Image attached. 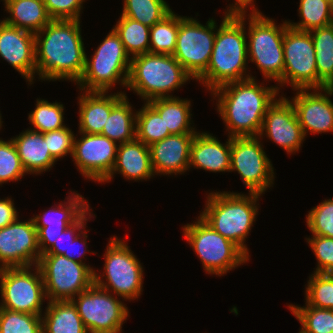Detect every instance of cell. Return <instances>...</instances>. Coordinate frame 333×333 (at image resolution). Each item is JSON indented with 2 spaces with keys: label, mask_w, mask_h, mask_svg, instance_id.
<instances>
[{
  "label": "cell",
  "mask_w": 333,
  "mask_h": 333,
  "mask_svg": "<svg viewBox=\"0 0 333 333\" xmlns=\"http://www.w3.org/2000/svg\"><path fill=\"white\" fill-rule=\"evenodd\" d=\"M195 134H172L149 146L155 175H178L190 170L191 144Z\"/></svg>",
  "instance_id": "cell-22"
},
{
  "label": "cell",
  "mask_w": 333,
  "mask_h": 333,
  "mask_svg": "<svg viewBox=\"0 0 333 333\" xmlns=\"http://www.w3.org/2000/svg\"><path fill=\"white\" fill-rule=\"evenodd\" d=\"M42 317L43 333H88L72 301H49Z\"/></svg>",
  "instance_id": "cell-28"
},
{
  "label": "cell",
  "mask_w": 333,
  "mask_h": 333,
  "mask_svg": "<svg viewBox=\"0 0 333 333\" xmlns=\"http://www.w3.org/2000/svg\"><path fill=\"white\" fill-rule=\"evenodd\" d=\"M136 112L137 140L150 146L172 135L168 128H165V123L160 114L148 102H144V106Z\"/></svg>",
  "instance_id": "cell-35"
},
{
  "label": "cell",
  "mask_w": 333,
  "mask_h": 333,
  "mask_svg": "<svg viewBox=\"0 0 333 333\" xmlns=\"http://www.w3.org/2000/svg\"><path fill=\"white\" fill-rule=\"evenodd\" d=\"M190 79L193 80L173 55L144 53L131 58L126 88L148 102L173 97L169 93Z\"/></svg>",
  "instance_id": "cell-5"
},
{
  "label": "cell",
  "mask_w": 333,
  "mask_h": 333,
  "mask_svg": "<svg viewBox=\"0 0 333 333\" xmlns=\"http://www.w3.org/2000/svg\"><path fill=\"white\" fill-rule=\"evenodd\" d=\"M284 73L276 82L280 86L290 85L292 90L318 89L315 48L310 32L288 26L283 38Z\"/></svg>",
  "instance_id": "cell-14"
},
{
  "label": "cell",
  "mask_w": 333,
  "mask_h": 333,
  "mask_svg": "<svg viewBox=\"0 0 333 333\" xmlns=\"http://www.w3.org/2000/svg\"><path fill=\"white\" fill-rule=\"evenodd\" d=\"M18 216L14 200L8 197L0 199V229L16 221Z\"/></svg>",
  "instance_id": "cell-48"
},
{
  "label": "cell",
  "mask_w": 333,
  "mask_h": 333,
  "mask_svg": "<svg viewBox=\"0 0 333 333\" xmlns=\"http://www.w3.org/2000/svg\"><path fill=\"white\" fill-rule=\"evenodd\" d=\"M130 63L131 57L126 53L120 36L112 28L91 59L86 55L85 69L76 85L80 92H108L115 83L126 88Z\"/></svg>",
  "instance_id": "cell-6"
},
{
  "label": "cell",
  "mask_w": 333,
  "mask_h": 333,
  "mask_svg": "<svg viewBox=\"0 0 333 333\" xmlns=\"http://www.w3.org/2000/svg\"><path fill=\"white\" fill-rule=\"evenodd\" d=\"M41 253L33 219L16 221L0 229V269L38 264Z\"/></svg>",
  "instance_id": "cell-17"
},
{
  "label": "cell",
  "mask_w": 333,
  "mask_h": 333,
  "mask_svg": "<svg viewBox=\"0 0 333 333\" xmlns=\"http://www.w3.org/2000/svg\"><path fill=\"white\" fill-rule=\"evenodd\" d=\"M298 11L301 21H288L293 29L310 32L333 23V0H300Z\"/></svg>",
  "instance_id": "cell-32"
},
{
  "label": "cell",
  "mask_w": 333,
  "mask_h": 333,
  "mask_svg": "<svg viewBox=\"0 0 333 333\" xmlns=\"http://www.w3.org/2000/svg\"><path fill=\"white\" fill-rule=\"evenodd\" d=\"M251 7L250 14H261V12L255 7L254 0H235V3L227 6V10L224 11L225 15H240L248 13L246 10Z\"/></svg>",
  "instance_id": "cell-49"
},
{
  "label": "cell",
  "mask_w": 333,
  "mask_h": 333,
  "mask_svg": "<svg viewBox=\"0 0 333 333\" xmlns=\"http://www.w3.org/2000/svg\"><path fill=\"white\" fill-rule=\"evenodd\" d=\"M37 266L48 301H71L94 283L93 267L63 255L42 254Z\"/></svg>",
  "instance_id": "cell-10"
},
{
  "label": "cell",
  "mask_w": 333,
  "mask_h": 333,
  "mask_svg": "<svg viewBox=\"0 0 333 333\" xmlns=\"http://www.w3.org/2000/svg\"><path fill=\"white\" fill-rule=\"evenodd\" d=\"M111 238L104 254V272H94V283L123 300H135L143 292V267L124 240Z\"/></svg>",
  "instance_id": "cell-8"
},
{
  "label": "cell",
  "mask_w": 333,
  "mask_h": 333,
  "mask_svg": "<svg viewBox=\"0 0 333 333\" xmlns=\"http://www.w3.org/2000/svg\"><path fill=\"white\" fill-rule=\"evenodd\" d=\"M25 174L26 171L12 139L4 141L0 138V185L9 181H18Z\"/></svg>",
  "instance_id": "cell-41"
},
{
  "label": "cell",
  "mask_w": 333,
  "mask_h": 333,
  "mask_svg": "<svg viewBox=\"0 0 333 333\" xmlns=\"http://www.w3.org/2000/svg\"><path fill=\"white\" fill-rule=\"evenodd\" d=\"M264 14H248V59L257 65L265 80L278 81L284 73L283 38L289 26L285 20L277 25Z\"/></svg>",
  "instance_id": "cell-9"
},
{
  "label": "cell",
  "mask_w": 333,
  "mask_h": 333,
  "mask_svg": "<svg viewBox=\"0 0 333 333\" xmlns=\"http://www.w3.org/2000/svg\"><path fill=\"white\" fill-rule=\"evenodd\" d=\"M306 238L317 259V267L313 273H333V238L311 235Z\"/></svg>",
  "instance_id": "cell-43"
},
{
  "label": "cell",
  "mask_w": 333,
  "mask_h": 333,
  "mask_svg": "<svg viewBox=\"0 0 333 333\" xmlns=\"http://www.w3.org/2000/svg\"><path fill=\"white\" fill-rule=\"evenodd\" d=\"M85 0H43L52 19L81 20Z\"/></svg>",
  "instance_id": "cell-46"
},
{
  "label": "cell",
  "mask_w": 333,
  "mask_h": 333,
  "mask_svg": "<svg viewBox=\"0 0 333 333\" xmlns=\"http://www.w3.org/2000/svg\"><path fill=\"white\" fill-rule=\"evenodd\" d=\"M306 224L312 235L333 238V198L308 211Z\"/></svg>",
  "instance_id": "cell-42"
},
{
  "label": "cell",
  "mask_w": 333,
  "mask_h": 333,
  "mask_svg": "<svg viewBox=\"0 0 333 333\" xmlns=\"http://www.w3.org/2000/svg\"><path fill=\"white\" fill-rule=\"evenodd\" d=\"M247 14L225 15L217 27L214 46L206 71L196 80L212 92L218 87L249 78L246 72L247 54Z\"/></svg>",
  "instance_id": "cell-3"
},
{
  "label": "cell",
  "mask_w": 333,
  "mask_h": 333,
  "mask_svg": "<svg viewBox=\"0 0 333 333\" xmlns=\"http://www.w3.org/2000/svg\"><path fill=\"white\" fill-rule=\"evenodd\" d=\"M306 305L333 310V273L311 274L305 290Z\"/></svg>",
  "instance_id": "cell-39"
},
{
  "label": "cell",
  "mask_w": 333,
  "mask_h": 333,
  "mask_svg": "<svg viewBox=\"0 0 333 333\" xmlns=\"http://www.w3.org/2000/svg\"><path fill=\"white\" fill-rule=\"evenodd\" d=\"M126 95L100 91H83L78 97V133L101 134L112 108Z\"/></svg>",
  "instance_id": "cell-23"
},
{
  "label": "cell",
  "mask_w": 333,
  "mask_h": 333,
  "mask_svg": "<svg viewBox=\"0 0 333 333\" xmlns=\"http://www.w3.org/2000/svg\"><path fill=\"white\" fill-rule=\"evenodd\" d=\"M259 85L255 78L231 82L211 92L228 137L258 136L267 109L279 94L276 85Z\"/></svg>",
  "instance_id": "cell-2"
},
{
  "label": "cell",
  "mask_w": 333,
  "mask_h": 333,
  "mask_svg": "<svg viewBox=\"0 0 333 333\" xmlns=\"http://www.w3.org/2000/svg\"><path fill=\"white\" fill-rule=\"evenodd\" d=\"M260 197L258 193L210 192L200 217L249 257L245 242L256 221Z\"/></svg>",
  "instance_id": "cell-4"
},
{
  "label": "cell",
  "mask_w": 333,
  "mask_h": 333,
  "mask_svg": "<svg viewBox=\"0 0 333 333\" xmlns=\"http://www.w3.org/2000/svg\"><path fill=\"white\" fill-rule=\"evenodd\" d=\"M36 107L28 115L29 123L33 128L30 130L46 133L59 130L66 125L64 122V106L60 102H49L44 99H36Z\"/></svg>",
  "instance_id": "cell-38"
},
{
  "label": "cell",
  "mask_w": 333,
  "mask_h": 333,
  "mask_svg": "<svg viewBox=\"0 0 333 333\" xmlns=\"http://www.w3.org/2000/svg\"><path fill=\"white\" fill-rule=\"evenodd\" d=\"M67 202L54 205L41 215H34L33 221L37 229L38 245L41 255L57 240L66 228L75 223L90 207L82 195L71 192Z\"/></svg>",
  "instance_id": "cell-20"
},
{
  "label": "cell",
  "mask_w": 333,
  "mask_h": 333,
  "mask_svg": "<svg viewBox=\"0 0 333 333\" xmlns=\"http://www.w3.org/2000/svg\"><path fill=\"white\" fill-rule=\"evenodd\" d=\"M136 113L125 95L111 110L101 135L123 144L136 139Z\"/></svg>",
  "instance_id": "cell-30"
},
{
  "label": "cell",
  "mask_w": 333,
  "mask_h": 333,
  "mask_svg": "<svg viewBox=\"0 0 333 333\" xmlns=\"http://www.w3.org/2000/svg\"><path fill=\"white\" fill-rule=\"evenodd\" d=\"M312 90H294L296 95L288 99L305 137L308 131L311 134L333 132V103L329 98L333 95V87Z\"/></svg>",
  "instance_id": "cell-18"
},
{
  "label": "cell",
  "mask_w": 333,
  "mask_h": 333,
  "mask_svg": "<svg viewBox=\"0 0 333 333\" xmlns=\"http://www.w3.org/2000/svg\"><path fill=\"white\" fill-rule=\"evenodd\" d=\"M265 135L277 143L287 154L299 151L305 140L295 110L288 98L279 97L267 109L259 137Z\"/></svg>",
  "instance_id": "cell-19"
},
{
  "label": "cell",
  "mask_w": 333,
  "mask_h": 333,
  "mask_svg": "<svg viewBox=\"0 0 333 333\" xmlns=\"http://www.w3.org/2000/svg\"><path fill=\"white\" fill-rule=\"evenodd\" d=\"M122 16L152 27L172 12L164 0H124Z\"/></svg>",
  "instance_id": "cell-34"
},
{
  "label": "cell",
  "mask_w": 333,
  "mask_h": 333,
  "mask_svg": "<svg viewBox=\"0 0 333 333\" xmlns=\"http://www.w3.org/2000/svg\"><path fill=\"white\" fill-rule=\"evenodd\" d=\"M80 135L74 139L72 161L82 176L102 183L114 167L118 143L101 134Z\"/></svg>",
  "instance_id": "cell-16"
},
{
  "label": "cell",
  "mask_w": 333,
  "mask_h": 333,
  "mask_svg": "<svg viewBox=\"0 0 333 333\" xmlns=\"http://www.w3.org/2000/svg\"><path fill=\"white\" fill-rule=\"evenodd\" d=\"M0 57L33 84L36 73L35 34L0 20Z\"/></svg>",
  "instance_id": "cell-21"
},
{
  "label": "cell",
  "mask_w": 333,
  "mask_h": 333,
  "mask_svg": "<svg viewBox=\"0 0 333 333\" xmlns=\"http://www.w3.org/2000/svg\"><path fill=\"white\" fill-rule=\"evenodd\" d=\"M27 174H40L50 171L57 161L51 154L44 140V133L30 130L11 138Z\"/></svg>",
  "instance_id": "cell-26"
},
{
  "label": "cell",
  "mask_w": 333,
  "mask_h": 333,
  "mask_svg": "<svg viewBox=\"0 0 333 333\" xmlns=\"http://www.w3.org/2000/svg\"><path fill=\"white\" fill-rule=\"evenodd\" d=\"M173 11L150 27L149 53L173 55L179 30V15Z\"/></svg>",
  "instance_id": "cell-36"
},
{
  "label": "cell",
  "mask_w": 333,
  "mask_h": 333,
  "mask_svg": "<svg viewBox=\"0 0 333 333\" xmlns=\"http://www.w3.org/2000/svg\"><path fill=\"white\" fill-rule=\"evenodd\" d=\"M77 296L71 301L88 333H122L129 311L120 298L95 283Z\"/></svg>",
  "instance_id": "cell-13"
},
{
  "label": "cell",
  "mask_w": 333,
  "mask_h": 333,
  "mask_svg": "<svg viewBox=\"0 0 333 333\" xmlns=\"http://www.w3.org/2000/svg\"><path fill=\"white\" fill-rule=\"evenodd\" d=\"M315 48L318 89L333 87V23L310 31Z\"/></svg>",
  "instance_id": "cell-31"
},
{
  "label": "cell",
  "mask_w": 333,
  "mask_h": 333,
  "mask_svg": "<svg viewBox=\"0 0 333 333\" xmlns=\"http://www.w3.org/2000/svg\"><path fill=\"white\" fill-rule=\"evenodd\" d=\"M288 308L301 324L298 333H333V310L306 304L303 307L290 304Z\"/></svg>",
  "instance_id": "cell-37"
},
{
  "label": "cell",
  "mask_w": 333,
  "mask_h": 333,
  "mask_svg": "<svg viewBox=\"0 0 333 333\" xmlns=\"http://www.w3.org/2000/svg\"><path fill=\"white\" fill-rule=\"evenodd\" d=\"M9 0H3V2H4V6H6V4H7V2H8Z\"/></svg>",
  "instance_id": "cell-51"
},
{
  "label": "cell",
  "mask_w": 333,
  "mask_h": 333,
  "mask_svg": "<svg viewBox=\"0 0 333 333\" xmlns=\"http://www.w3.org/2000/svg\"><path fill=\"white\" fill-rule=\"evenodd\" d=\"M0 333H43L42 317L0 308Z\"/></svg>",
  "instance_id": "cell-40"
},
{
  "label": "cell",
  "mask_w": 333,
  "mask_h": 333,
  "mask_svg": "<svg viewBox=\"0 0 333 333\" xmlns=\"http://www.w3.org/2000/svg\"><path fill=\"white\" fill-rule=\"evenodd\" d=\"M85 229H83V231L79 232V234L75 237L74 240H71V244L69 247V255H63L65 257H67L68 259L80 262V263H84V259H85V254L88 252H90L87 248L88 245H86L87 241L86 239L88 238V235L86 234L88 232V230L84 231ZM83 238V239H82ZM83 245L82 250L78 252V250L81 248L80 244ZM78 243V244H77ZM79 245V246H78ZM78 249V250H77ZM87 249V250H86ZM84 250V251H83ZM77 251V252H76ZM76 252V253H75ZM78 254V255H77ZM77 255V256H76ZM82 257V258H79ZM83 261V262H82Z\"/></svg>",
  "instance_id": "cell-47"
},
{
  "label": "cell",
  "mask_w": 333,
  "mask_h": 333,
  "mask_svg": "<svg viewBox=\"0 0 333 333\" xmlns=\"http://www.w3.org/2000/svg\"><path fill=\"white\" fill-rule=\"evenodd\" d=\"M148 103L160 114L171 134L197 133L191 117V102L179 97L156 98ZM192 122V123H191Z\"/></svg>",
  "instance_id": "cell-29"
},
{
  "label": "cell",
  "mask_w": 333,
  "mask_h": 333,
  "mask_svg": "<svg viewBox=\"0 0 333 333\" xmlns=\"http://www.w3.org/2000/svg\"><path fill=\"white\" fill-rule=\"evenodd\" d=\"M5 9L10 14L3 19L6 24L34 34L40 32L52 20L43 0H9Z\"/></svg>",
  "instance_id": "cell-27"
},
{
  "label": "cell",
  "mask_w": 333,
  "mask_h": 333,
  "mask_svg": "<svg viewBox=\"0 0 333 333\" xmlns=\"http://www.w3.org/2000/svg\"><path fill=\"white\" fill-rule=\"evenodd\" d=\"M217 22L212 18L202 25L198 19L179 15L175 59L194 79L207 69L216 37Z\"/></svg>",
  "instance_id": "cell-11"
},
{
  "label": "cell",
  "mask_w": 333,
  "mask_h": 333,
  "mask_svg": "<svg viewBox=\"0 0 333 333\" xmlns=\"http://www.w3.org/2000/svg\"><path fill=\"white\" fill-rule=\"evenodd\" d=\"M74 139V132L67 126L59 130L44 133V140L47 141L50 154L56 160L63 159L67 154L72 156Z\"/></svg>",
  "instance_id": "cell-44"
},
{
  "label": "cell",
  "mask_w": 333,
  "mask_h": 333,
  "mask_svg": "<svg viewBox=\"0 0 333 333\" xmlns=\"http://www.w3.org/2000/svg\"><path fill=\"white\" fill-rule=\"evenodd\" d=\"M80 20L52 19L35 34L36 73L39 79L77 83L85 69L86 52Z\"/></svg>",
  "instance_id": "cell-1"
},
{
  "label": "cell",
  "mask_w": 333,
  "mask_h": 333,
  "mask_svg": "<svg viewBox=\"0 0 333 333\" xmlns=\"http://www.w3.org/2000/svg\"><path fill=\"white\" fill-rule=\"evenodd\" d=\"M2 116H1V113H0V129L2 128V123H3V121H2V118H1Z\"/></svg>",
  "instance_id": "cell-50"
},
{
  "label": "cell",
  "mask_w": 333,
  "mask_h": 333,
  "mask_svg": "<svg viewBox=\"0 0 333 333\" xmlns=\"http://www.w3.org/2000/svg\"><path fill=\"white\" fill-rule=\"evenodd\" d=\"M183 226V236L200 258L206 274L223 276L245 264L249 257L233 242L216 232L200 216Z\"/></svg>",
  "instance_id": "cell-7"
},
{
  "label": "cell",
  "mask_w": 333,
  "mask_h": 333,
  "mask_svg": "<svg viewBox=\"0 0 333 333\" xmlns=\"http://www.w3.org/2000/svg\"><path fill=\"white\" fill-rule=\"evenodd\" d=\"M231 137L222 144L213 134L197 132L191 144L190 164L196 169L210 172H229Z\"/></svg>",
  "instance_id": "cell-24"
},
{
  "label": "cell",
  "mask_w": 333,
  "mask_h": 333,
  "mask_svg": "<svg viewBox=\"0 0 333 333\" xmlns=\"http://www.w3.org/2000/svg\"><path fill=\"white\" fill-rule=\"evenodd\" d=\"M113 29L120 36L124 49L131 58L149 53V26L121 15Z\"/></svg>",
  "instance_id": "cell-33"
},
{
  "label": "cell",
  "mask_w": 333,
  "mask_h": 333,
  "mask_svg": "<svg viewBox=\"0 0 333 333\" xmlns=\"http://www.w3.org/2000/svg\"><path fill=\"white\" fill-rule=\"evenodd\" d=\"M259 136L231 137L230 171H237L249 193L263 195L274 183V167Z\"/></svg>",
  "instance_id": "cell-15"
},
{
  "label": "cell",
  "mask_w": 333,
  "mask_h": 333,
  "mask_svg": "<svg viewBox=\"0 0 333 333\" xmlns=\"http://www.w3.org/2000/svg\"><path fill=\"white\" fill-rule=\"evenodd\" d=\"M91 210L92 209L89 208L75 223L68 226L44 254L69 255L71 240H74L79 232L86 228L88 220L95 216V214H92ZM67 240L68 243H65Z\"/></svg>",
  "instance_id": "cell-45"
},
{
  "label": "cell",
  "mask_w": 333,
  "mask_h": 333,
  "mask_svg": "<svg viewBox=\"0 0 333 333\" xmlns=\"http://www.w3.org/2000/svg\"><path fill=\"white\" fill-rule=\"evenodd\" d=\"M116 173L122 174L127 180L134 181L143 179L146 181L155 176L149 146L137 139L119 144L114 167L103 183L110 182Z\"/></svg>",
  "instance_id": "cell-25"
},
{
  "label": "cell",
  "mask_w": 333,
  "mask_h": 333,
  "mask_svg": "<svg viewBox=\"0 0 333 333\" xmlns=\"http://www.w3.org/2000/svg\"><path fill=\"white\" fill-rule=\"evenodd\" d=\"M0 294V308L41 316L47 297L39 267L0 269Z\"/></svg>",
  "instance_id": "cell-12"
}]
</instances>
